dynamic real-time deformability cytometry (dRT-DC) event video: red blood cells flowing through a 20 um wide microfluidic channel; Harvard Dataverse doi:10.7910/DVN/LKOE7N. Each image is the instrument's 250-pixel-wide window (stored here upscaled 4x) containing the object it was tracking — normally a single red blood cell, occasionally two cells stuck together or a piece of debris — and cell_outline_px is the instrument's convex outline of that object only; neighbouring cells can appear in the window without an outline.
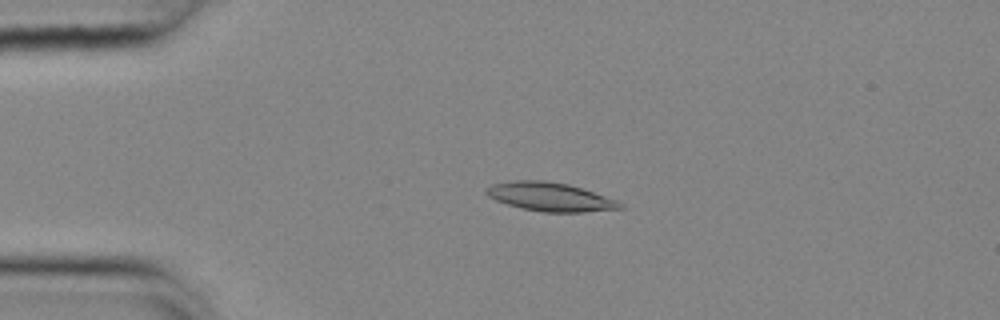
{"species": "common noctule bat (a hibernating species)", "species_latin": "Nyctalus noctula", "temperature_condition": "cold", "stored_images_in_passage": 55, "camera_frame_rate_fps": 3000, "um_per_image_px": 0.085, "animal": {"sex": "female", "body_mass_g": 25.1}, "frame": {"image": 1, "passage_image": 13, "time_ms": 4.0, "image_size_px": [1000, 320], "cell_outline_px": [[624, 208], [584, 212], [544, 212], [520, 208], [496, 200], [488, 196], [484, 192], [492, 184], [516, 180], [544, 180], [568, 184], [616, 200], [624, 204]], "centroid_in_image_um": [46.75, 16.73], "position_along_channel_um": 38.2, "area_um2": 22.14}}
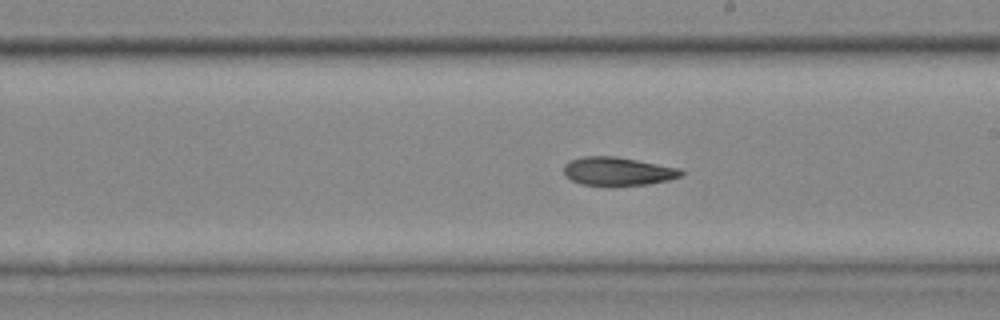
{"frame": {"image": 2, "passage_image": 32, "time_ms": 10.333, "image_size_px": [1000, 320], "cell_outline_px": [[684, 176], [668, 180], [648, 184], [608, 188], [580, 184], [564, 176], [564, 164], [568, 160], [580, 156], [616, 156], [680, 168], [684, 172]], "centroid_in_image_um": [52.48, 14.59], "position_along_channel_um": 236.5, "area_um2": 20.29}}
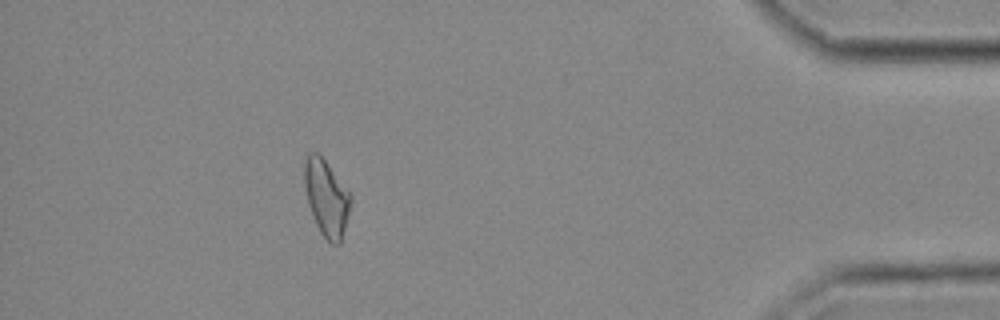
{"frame": {"image": 3, "passage_image": 50, "time_ms": 16.333, "image_size_px": [1000, 320], "cell_outline_px": [[352, 200], [348, 216], [340, 244], [332, 244], [320, 232], [316, 224], [308, 204], [304, 188], [304, 160], [308, 152], [320, 152], [352, 196]], "centroid_in_image_um": [27.73, 16.76], "position_along_channel_um": 407.5, "area_um2": 20.75}, "authors_computed_cell_mechanics": {"area_um2": 20.5768, "velocity_mm_per_s": 3.6688, "shape_relaxation_time_tau1_ms": 5.329, "shape_relaxation_time_tau2_ms": 7.6061, "deformation_change_tau1": 0.1584, "deformation_change_tau2": 0.1814}}